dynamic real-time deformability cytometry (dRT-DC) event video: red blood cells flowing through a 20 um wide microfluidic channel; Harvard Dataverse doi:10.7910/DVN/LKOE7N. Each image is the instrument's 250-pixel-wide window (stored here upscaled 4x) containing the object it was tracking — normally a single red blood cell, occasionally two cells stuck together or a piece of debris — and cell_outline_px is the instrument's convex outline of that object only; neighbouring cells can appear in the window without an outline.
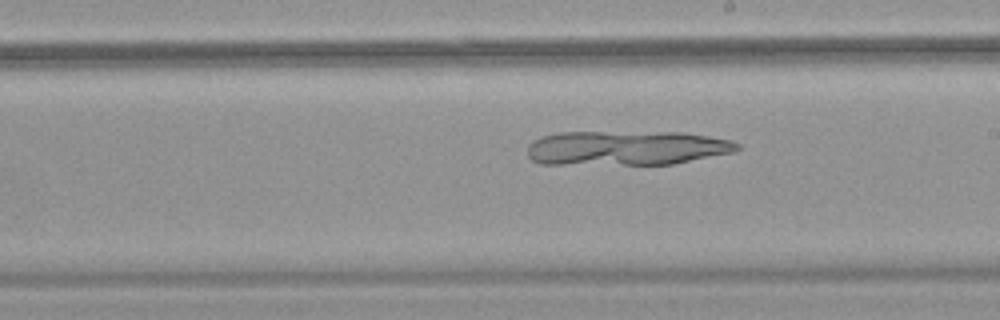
{"species": "common noctule bat (a hibernating species)", "species_latin": "Nyctalus noctula", "temperature_condition": "warm", "stored_images_in_passage": 54, "camera_frame_rate_fps": 3000, "um_per_image_px": 0.085, "animal": {"sex": "female", "body_mass_g": 18.4}, "frame": {"image": 1, "passage_image": 31, "time_ms": 10.0, "image_size_px": [1000, 320], "cell_outline_px": [[740, 148], [732, 152], [672, 164], [540, 164], [532, 160], [528, 156], [528, 144], [532, 140], [540, 136], [560, 132], [684, 132], [732, 140], [740, 144]], "centroid_in_image_um": [53.21, 12.57], "position_along_channel_um": 235.8, "area_um2": 42.43}}